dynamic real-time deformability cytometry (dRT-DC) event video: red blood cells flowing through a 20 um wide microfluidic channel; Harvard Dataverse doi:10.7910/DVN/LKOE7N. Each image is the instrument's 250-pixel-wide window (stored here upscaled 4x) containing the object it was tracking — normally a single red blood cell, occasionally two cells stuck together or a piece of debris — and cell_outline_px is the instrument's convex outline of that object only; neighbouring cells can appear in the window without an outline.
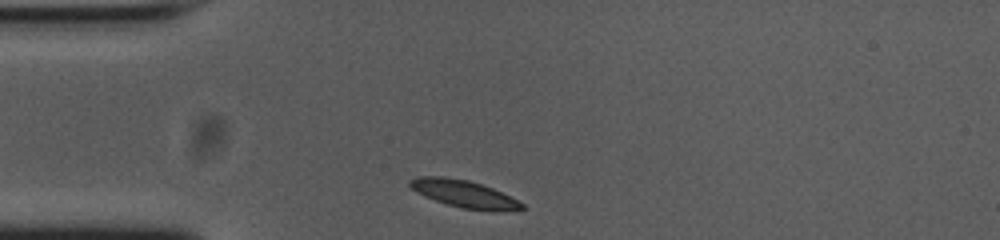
{"species": "common noctule bat (a hibernating species)", "species_latin": "Nyctalus noctula", "temperature_condition": "cold", "stored_images_in_passage": 31, "camera_frame_rate_fps": 3000, "um_per_image_px": 0.085, "animal": {"sex": "female", "body_mass_g": 23.0, "forearm_length_mm": 53.4}, "frame": {"image": 1, "passage_image": 1, "time_ms": 0.0, "image_size_px": [1000, 240], "cell_outline_px": [[524, 208], [460, 208], [424, 196], [416, 192], [408, 184], [408, 180], [416, 176], [444, 176], [468, 180], [492, 188], [524, 204]], "centroid_in_image_um": [39.25, 16.4], "position_along_channel_um": 45.7, "area_um2": 16.82}}
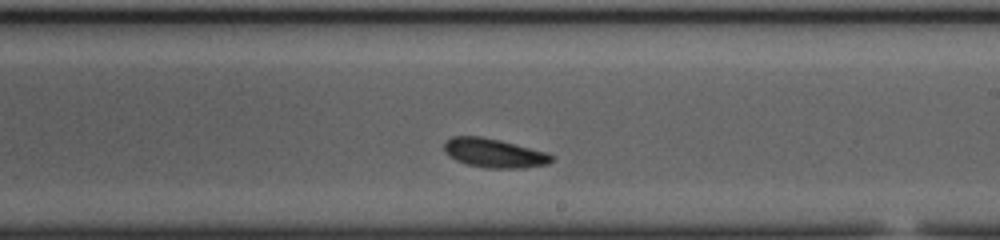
{"frame": {"image": 2, "passage_image": 19, "time_ms": 6.0, "image_size_px": [1000, 240], "cell_outline_px": [[556, 156], [548, 164], [524, 168], [488, 168], [468, 164], [456, 160], [444, 152], [444, 144], [452, 136], [480, 136], [500, 140], [548, 152]], "centroid_in_image_um": [42.04, 13.01], "position_along_channel_um": 247.0, "area_um2": 18.21}}
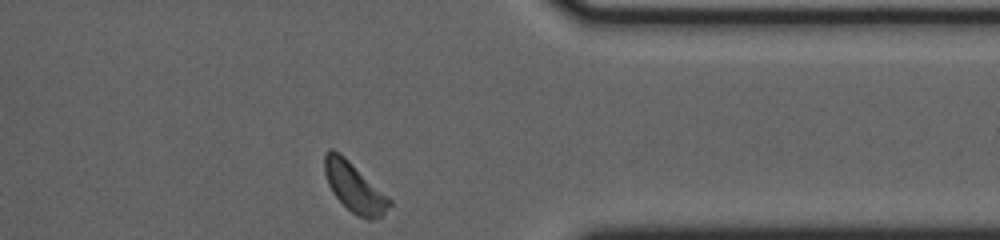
{"frame": {"image": 3, "passage_image": 31, "time_ms": 10.0, "image_size_px": [1000, 240], "cell_outline_px": [[392, 204], [380, 216], [372, 220], [368, 220], [352, 212], [332, 192], [328, 184], [324, 172], [324, 156], [328, 148], [332, 148], [340, 152], [388, 196], [392, 200]], "centroid_in_image_um": [30.1, 15.88], "position_along_channel_um": 381.3, "area_um2": 18.5}}